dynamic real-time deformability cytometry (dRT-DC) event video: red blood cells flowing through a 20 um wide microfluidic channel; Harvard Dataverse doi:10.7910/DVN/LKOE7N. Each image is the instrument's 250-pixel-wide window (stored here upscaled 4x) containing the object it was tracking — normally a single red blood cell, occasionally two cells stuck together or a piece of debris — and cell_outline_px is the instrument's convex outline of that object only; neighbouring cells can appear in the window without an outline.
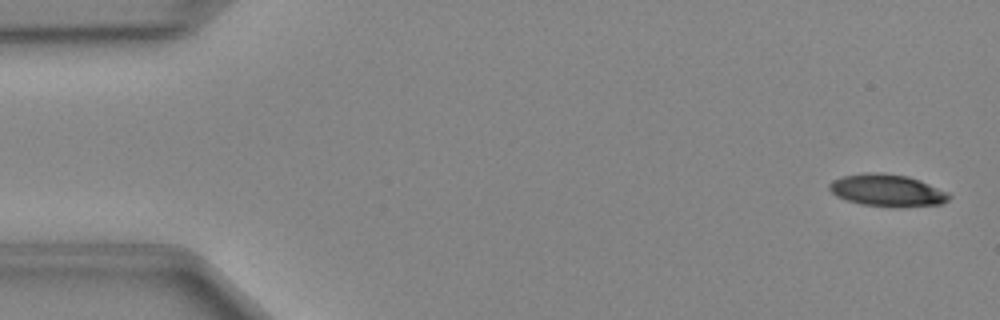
{"species": "Egyptian fruit bat (a non-hibernating species)", "species_latin": "Rousettus aegyptiacus", "temperature_condition": "cold", "stored_images_in_passage": 48, "camera_frame_rate_fps": 3000, "um_per_image_px": 0.085, "animal": {"sex": "female"}, "frame": {"image": 1, "passage_image": 2, "time_ms": 0.333, "image_size_px": [1000, 320], "cell_outline_px": [[952, 196], [948, 200], [940, 204], [860, 204], [836, 196], [828, 188], [828, 184], [832, 180], [844, 176], [864, 172], [884, 172], [908, 176], [920, 180], [948, 192]], "centroid_in_image_um": [75.36, 16.11], "position_along_channel_um": 9.6, "area_um2": 21.56}}
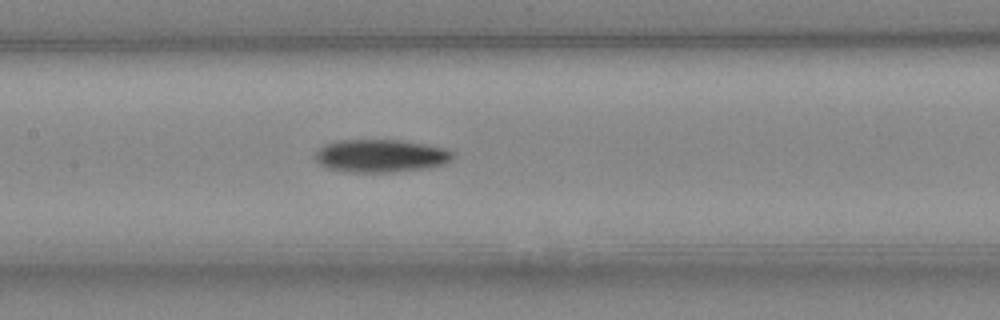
{"frame": {"image": 2, "passage_image": 23, "time_ms": 7.333, "image_size_px": [1000, 320], "cell_outline_px": [[456, 156], [452, 160], [444, 164], [428, 168], [396, 172], [352, 172], [328, 168], [320, 164], [316, 160], [316, 152], [324, 144], [340, 140], [400, 140], [428, 144], [448, 148]], "centroid_in_image_um": [32.44, 13.24], "position_along_channel_um": 175.0, "area_um2": 26.59}}
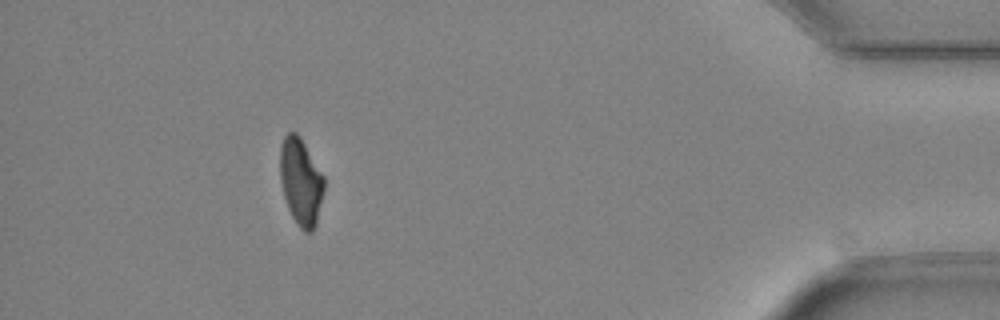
{"frame": {"image": 3, "passage_image": 44, "time_ms": 14.333, "image_size_px": [1000, 320], "cell_outline_px": [[324, 188], [316, 224], [312, 232], [304, 232], [296, 224], [288, 208], [284, 196], [280, 180], [280, 144], [284, 136], [288, 132], [296, 132], [300, 136], [324, 176]], "centroid_in_image_um": [25.56, 15.43], "position_along_channel_um": 409.6, "area_um2": 22.37}}